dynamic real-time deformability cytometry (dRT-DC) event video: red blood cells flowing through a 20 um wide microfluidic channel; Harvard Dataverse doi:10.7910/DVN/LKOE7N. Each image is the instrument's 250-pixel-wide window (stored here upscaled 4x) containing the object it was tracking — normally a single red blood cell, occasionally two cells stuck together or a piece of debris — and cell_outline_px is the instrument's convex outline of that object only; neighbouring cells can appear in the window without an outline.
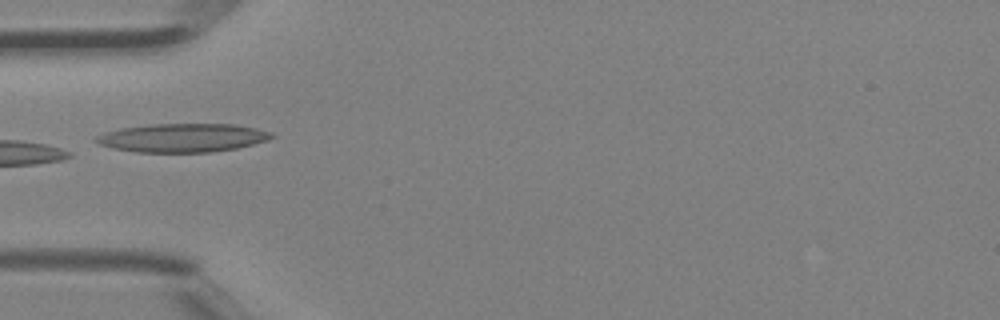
{"species": "Egyptian fruit bat (a non-hibernating species)", "species_latin": "Rousettus aegyptiacus", "temperature_condition": "room temperature", "stored_images_in_passage": 20, "camera_frame_rate_fps": 3000, "um_per_image_px": 0.085, "animal": {"sex": "female"}, "frame": {"image": 1, "passage_image": 1, "time_ms": 0.0, "image_size_px": [1000, 320], "cell_outline_px": [[276, 136], [268, 140], [236, 148], [208, 152], [136, 152], [112, 148], [100, 144], [92, 140], [96, 136], [104, 132], [120, 128], [148, 124], [232, 124], [256, 128], [272, 132]], "centroid_in_image_um": [15.49, 11.7], "position_along_channel_um": 69.5, "area_um2": 29.3}}